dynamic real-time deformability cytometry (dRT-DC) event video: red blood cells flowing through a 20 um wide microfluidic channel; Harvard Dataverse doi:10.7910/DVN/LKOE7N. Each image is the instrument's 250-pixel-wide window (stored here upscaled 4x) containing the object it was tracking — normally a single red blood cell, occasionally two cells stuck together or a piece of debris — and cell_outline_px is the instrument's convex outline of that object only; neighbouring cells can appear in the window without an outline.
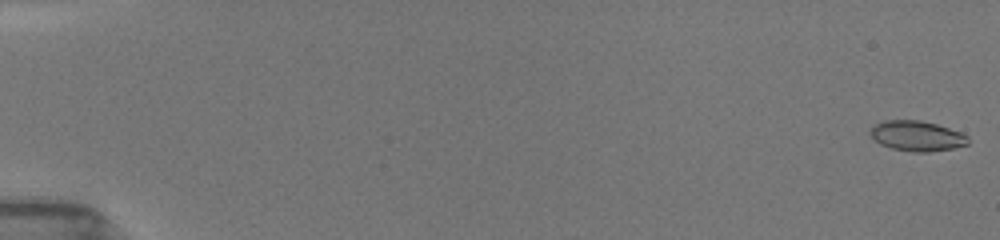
{"species": "common noctule bat (a hibernating species)", "species_latin": "Nyctalus noctula", "temperature_condition": "room temperature", "stored_images_in_passage": 24, "camera_frame_rate_fps": 3000, "um_per_image_px": 0.085, "animal": {"sex": "female", "body_mass_g": 19.5, "forearm_length_mm": 54.1}, "frame": {"image": 1, "passage_image": 1, "time_ms": 0.0, "image_size_px": [1000, 240], "cell_outline_px": [[968, 144], [952, 148], [928, 152], [912, 152], [892, 148], [880, 144], [868, 132], [872, 124], [884, 120], [920, 120], [936, 124], [960, 132], [968, 136]], "centroid_in_image_um": [77.89, 11.54], "position_along_channel_um": 7.1, "area_um2": 17.22}}
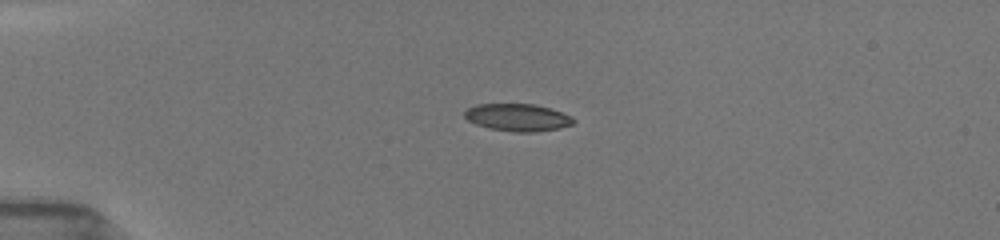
{"frame": {"image": 2, "passage_image": 18, "time_ms": 4.333, "image_size_px": [1000, 240], "cell_outline_px": [[576, 120], [572, 124], [560, 128], [536, 132], [516, 132], [488, 128], [476, 124], [468, 120], [464, 116], [464, 112], [468, 108], [476, 104], [536, 104], [572, 116]], "centroid_in_image_um": [44.0, 9.98], "position_along_channel_um": 41.0, "area_um2": 17.34}}